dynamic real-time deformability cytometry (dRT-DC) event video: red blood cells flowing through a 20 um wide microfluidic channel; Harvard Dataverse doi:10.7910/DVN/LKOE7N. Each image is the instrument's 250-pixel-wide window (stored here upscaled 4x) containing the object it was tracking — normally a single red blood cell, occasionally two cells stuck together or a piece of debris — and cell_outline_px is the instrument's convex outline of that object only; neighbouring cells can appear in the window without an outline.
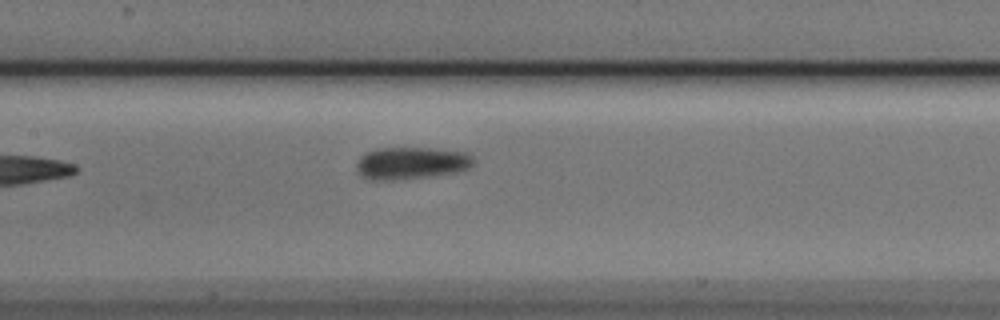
{"species": "Egyptian fruit bat (a non-hibernating species)", "species_latin": "Rousettus aegyptiacus", "temperature_condition": "cold", "stored_images_in_passage": 5, "camera_frame_rate_fps": 3000, "um_per_image_px": 0.085, "animal": {"sex": "male"}, "frame": {"image": 1, "passage_image": 5, "time_ms": 1.333, "image_size_px": [1000, 320], "cell_outline_px": [[476, 164], [460, 172], [432, 176], [396, 180], [364, 180], [356, 172], [356, 164], [360, 156], [364, 152], [376, 148], [436, 148], [468, 152], [476, 160]], "centroid_in_image_um": [34.96, 13.87], "position_along_channel_um": 172.4, "area_um2": 22.77}}